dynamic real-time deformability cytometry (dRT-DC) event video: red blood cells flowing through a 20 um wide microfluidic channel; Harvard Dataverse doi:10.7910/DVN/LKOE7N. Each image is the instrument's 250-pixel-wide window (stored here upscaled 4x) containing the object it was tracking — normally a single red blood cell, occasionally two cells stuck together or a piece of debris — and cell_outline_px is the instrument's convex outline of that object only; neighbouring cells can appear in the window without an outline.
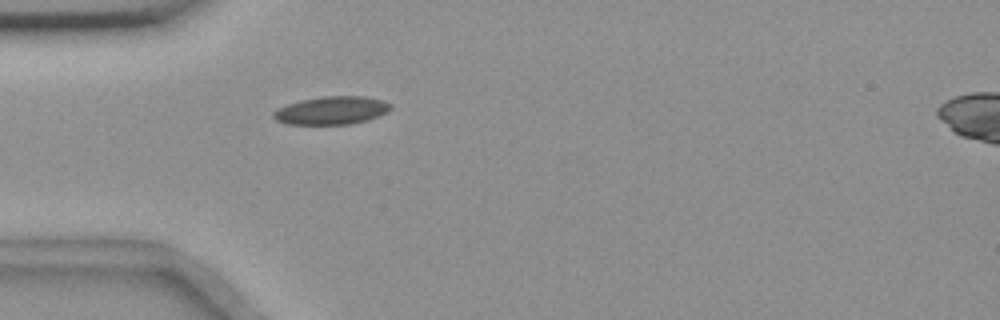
{"species": "common noctule bat (a hibernating species)", "species_latin": "Nyctalus noctula", "temperature_condition": "room temperature", "stored_images_in_passage": 40, "camera_frame_rate_fps": 3000, "um_per_image_px": 0.085, "animal": {"sex": "female", "body_mass_g": 18.4}, "frame": {"image": 1, "passage_image": 1, "time_ms": 0.0, "image_size_px": [1000, 320], "cell_outline_px": [[392, 108], [388, 112], [368, 120], [348, 124], [288, 124], [276, 120], [272, 116], [272, 112], [288, 104], [300, 100], [324, 96], [364, 96], [380, 100], [392, 104]], "centroid_in_image_um": [28.2, 9.38], "position_along_channel_um": 56.8, "area_um2": 19.07}}
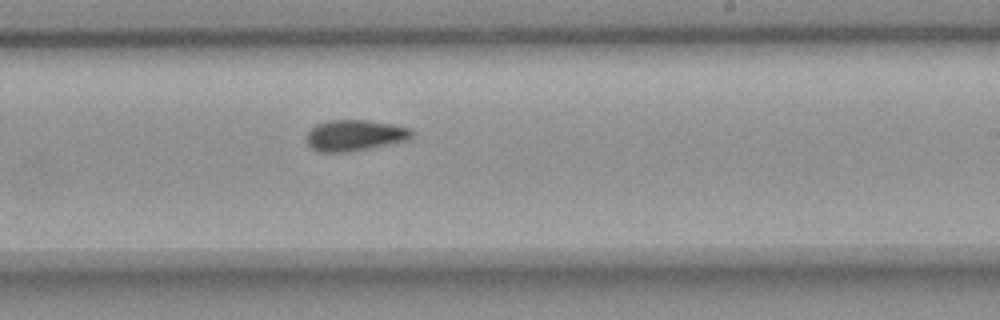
{"frame": {"image": 2, "passage_image": 18, "time_ms": 5.667, "image_size_px": [1000, 320], "cell_outline_px": [[412, 136], [408, 140], [372, 148], [348, 152], [320, 152], [312, 148], [308, 144], [308, 132], [316, 124], [328, 120], [368, 120], [392, 124], [408, 128], [412, 132]], "centroid_in_image_um": [30.16, 11.51], "position_along_channel_um": 258.8, "area_um2": 18.96}}
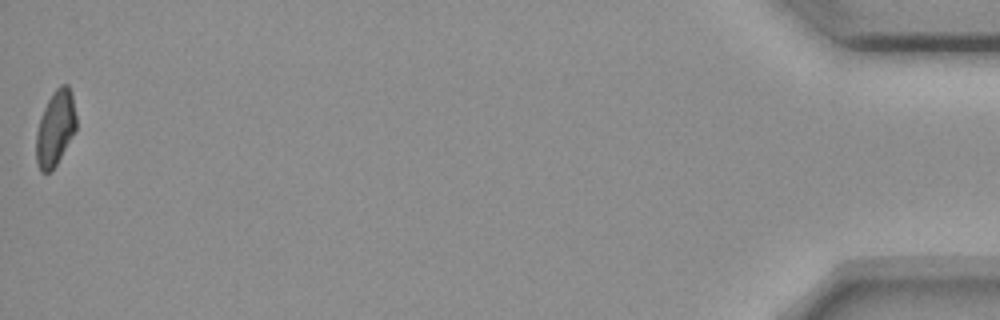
{"frame": {"image": 3, "passage_image": 40, "time_ms": 13.0, "image_size_px": [1000, 320], "cell_outline_px": [[76, 128], [56, 164], [48, 172], [40, 172], [36, 160], [36, 132], [40, 116], [52, 92], [60, 84], [68, 84], [72, 96], [76, 116]], "centroid_in_image_um": [4.68, 10.86], "position_along_channel_um": 430.5, "area_um2": 17.34}, "authors_computed_cell_mechanics": {"area_um2": 18.4382, "velocity_mm_per_s": 3.6631, "shape_relaxation_time_tau1_ms": null, "shape_relaxation_time_tau2_ms": 3.3334, "deformation_change_tau1": null, "deformation_change_tau2": 0.0856}}